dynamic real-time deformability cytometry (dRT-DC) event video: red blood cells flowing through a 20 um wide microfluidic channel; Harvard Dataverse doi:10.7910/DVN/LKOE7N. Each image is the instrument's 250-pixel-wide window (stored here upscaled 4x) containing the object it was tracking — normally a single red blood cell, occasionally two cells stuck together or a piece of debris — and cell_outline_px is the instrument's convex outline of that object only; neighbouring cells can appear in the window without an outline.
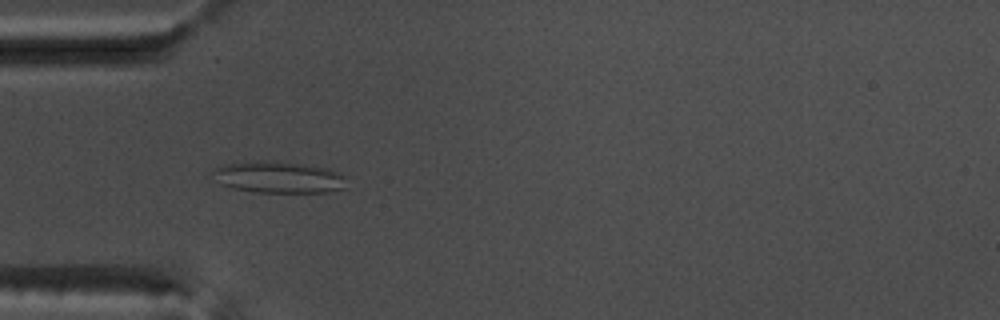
{"species": "common noctule bat (a hibernating species)", "species_latin": "Nyctalus noctula", "temperature_condition": "warm", "stored_images_in_passage": 54, "camera_frame_rate_fps": 3000, "um_per_image_px": 0.085, "animal": {"sex": "male", "body_mass_g": 17.5, "forearm_length_mm": 52.3}, "frame": {"image": 1, "passage_image": 17, "time_ms": 5.333, "image_size_px": [1000, 320], "cell_outline_px": [[348, 188], [328, 192], [252, 192], [232, 188], [220, 184], [212, 172], [212, 168], [228, 164], [304, 164], [328, 168], [340, 172], [344, 176]], "centroid_in_image_um": [23.78, 15.13], "position_along_channel_um": 61.2, "area_um2": 23.7}}
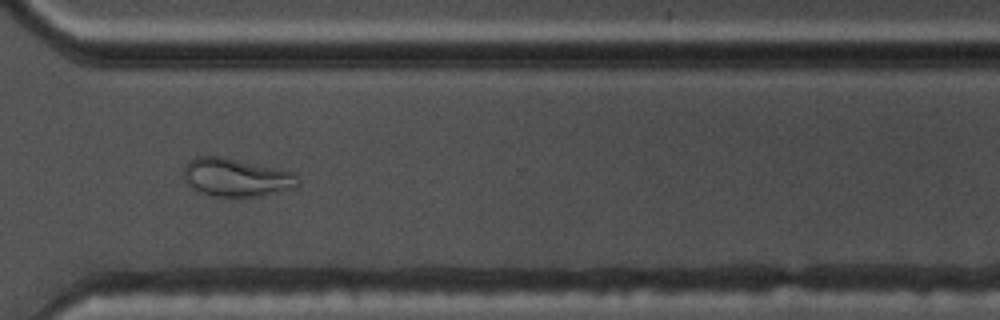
{"frame": {"image": 2, "passage_image": 40, "time_ms": 13.0, "image_size_px": [1000, 320], "cell_outline_px": [[300, 184], [292, 188], [256, 196], [212, 196], [200, 192], [192, 188], [184, 180], [184, 168], [188, 160], [196, 156], [220, 156], [292, 172], [300, 180]], "centroid_in_image_um": [20.02, 15.07], "position_along_channel_um": 350.6, "area_um2": 25.03}}
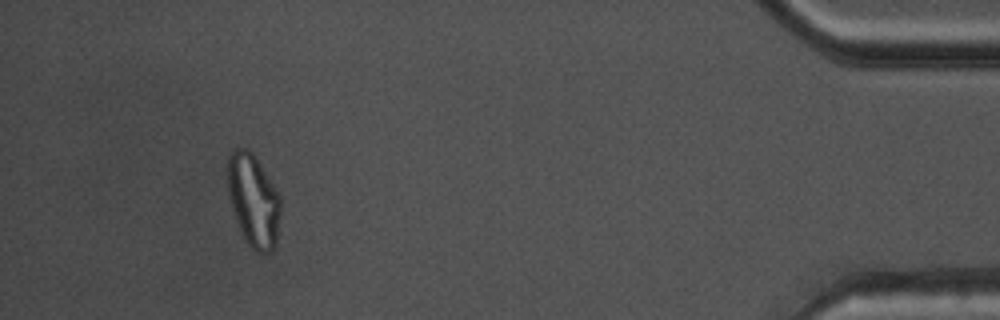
{"frame": {"image": 3, "passage_image": 50, "time_ms": 16.333, "image_size_px": [1000, 320], "cell_outline_px": [[280, 216], [276, 244], [272, 252], [256, 252], [244, 240], [232, 212], [228, 196], [228, 156], [232, 148], [248, 148], [252, 152], [280, 196]], "centroid_in_image_um": [21.52, 17.05], "position_along_channel_um": 413.7, "area_um2": 28.73}, "authors_computed_cell_mechanics": {"area_um2": 26.3857, "velocity_mm_per_s": 3.8026, "shape_relaxation_time_tau1_ms": null, "shape_relaxation_time_tau2_ms": 1.6148, "deformation_change_tau1": null, "deformation_change_tau2": 0.0993}}